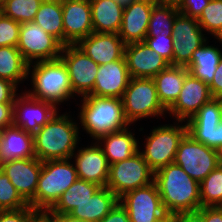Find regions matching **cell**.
Returning a JSON list of instances; mask_svg holds the SVG:
<instances>
[{"label": "cell", "instance_id": "cell-27", "mask_svg": "<svg viewBox=\"0 0 222 222\" xmlns=\"http://www.w3.org/2000/svg\"><path fill=\"white\" fill-rule=\"evenodd\" d=\"M188 74L189 71L186 67L169 65L153 77L158 98L166 109L177 100Z\"/></svg>", "mask_w": 222, "mask_h": 222}, {"label": "cell", "instance_id": "cell-38", "mask_svg": "<svg viewBox=\"0 0 222 222\" xmlns=\"http://www.w3.org/2000/svg\"><path fill=\"white\" fill-rule=\"evenodd\" d=\"M21 24L2 14L0 16V47H17Z\"/></svg>", "mask_w": 222, "mask_h": 222}, {"label": "cell", "instance_id": "cell-12", "mask_svg": "<svg viewBox=\"0 0 222 222\" xmlns=\"http://www.w3.org/2000/svg\"><path fill=\"white\" fill-rule=\"evenodd\" d=\"M196 18L178 13L172 27L173 59L172 66L188 67L193 52L206 44L207 38L202 33Z\"/></svg>", "mask_w": 222, "mask_h": 222}, {"label": "cell", "instance_id": "cell-36", "mask_svg": "<svg viewBox=\"0 0 222 222\" xmlns=\"http://www.w3.org/2000/svg\"><path fill=\"white\" fill-rule=\"evenodd\" d=\"M28 205L8 176L0 169V210L22 209Z\"/></svg>", "mask_w": 222, "mask_h": 222}, {"label": "cell", "instance_id": "cell-37", "mask_svg": "<svg viewBox=\"0 0 222 222\" xmlns=\"http://www.w3.org/2000/svg\"><path fill=\"white\" fill-rule=\"evenodd\" d=\"M197 21L202 29L214 36L222 29V0H210Z\"/></svg>", "mask_w": 222, "mask_h": 222}, {"label": "cell", "instance_id": "cell-20", "mask_svg": "<svg viewBox=\"0 0 222 222\" xmlns=\"http://www.w3.org/2000/svg\"><path fill=\"white\" fill-rule=\"evenodd\" d=\"M130 79L125 56L120 60L99 65L90 95L122 98Z\"/></svg>", "mask_w": 222, "mask_h": 222}, {"label": "cell", "instance_id": "cell-26", "mask_svg": "<svg viewBox=\"0 0 222 222\" xmlns=\"http://www.w3.org/2000/svg\"><path fill=\"white\" fill-rule=\"evenodd\" d=\"M95 33H119L124 6L116 0H90Z\"/></svg>", "mask_w": 222, "mask_h": 222}, {"label": "cell", "instance_id": "cell-19", "mask_svg": "<svg viewBox=\"0 0 222 222\" xmlns=\"http://www.w3.org/2000/svg\"><path fill=\"white\" fill-rule=\"evenodd\" d=\"M124 56L131 78H153L170 65L144 41L126 44Z\"/></svg>", "mask_w": 222, "mask_h": 222}, {"label": "cell", "instance_id": "cell-1", "mask_svg": "<svg viewBox=\"0 0 222 222\" xmlns=\"http://www.w3.org/2000/svg\"><path fill=\"white\" fill-rule=\"evenodd\" d=\"M154 182L168 215L196 211L201 207L199 183L175 163L155 171Z\"/></svg>", "mask_w": 222, "mask_h": 222}, {"label": "cell", "instance_id": "cell-5", "mask_svg": "<svg viewBox=\"0 0 222 222\" xmlns=\"http://www.w3.org/2000/svg\"><path fill=\"white\" fill-rule=\"evenodd\" d=\"M70 159L47 160L42 169L35 192V209L48 211L78 178L76 166Z\"/></svg>", "mask_w": 222, "mask_h": 222}, {"label": "cell", "instance_id": "cell-28", "mask_svg": "<svg viewBox=\"0 0 222 222\" xmlns=\"http://www.w3.org/2000/svg\"><path fill=\"white\" fill-rule=\"evenodd\" d=\"M101 140L104 142L102 150L109 165L128 159L139 151L137 140L128 128L104 135L96 143Z\"/></svg>", "mask_w": 222, "mask_h": 222}, {"label": "cell", "instance_id": "cell-45", "mask_svg": "<svg viewBox=\"0 0 222 222\" xmlns=\"http://www.w3.org/2000/svg\"><path fill=\"white\" fill-rule=\"evenodd\" d=\"M213 98L220 99L222 97V56L219 61V65L214 73V78L209 85Z\"/></svg>", "mask_w": 222, "mask_h": 222}, {"label": "cell", "instance_id": "cell-32", "mask_svg": "<svg viewBox=\"0 0 222 222\" xmlns=\"http://www.w3.org/2000/svg\"><path fill=\"white\" fill-rule=\"evenodd\" d=\"M28 77V63L22 57L17 47H0V78L14 83Z\"/></svg>", "mask_w": 222, "mask_h": 222}, {"label": "cell", "instance_id": "cell-49", "mask_svg": "<svg viewBox=\"0 0 222 222\" xmlns=\"http://www.w3.org/2000/svg\"><path fill=\"white\" fill-rule=\"evenodd\" d=\"M30 222H53V219L46 212H38Z\"/></svg>", "mask_w": 222, "mask_h": 222}, {"label": "cell", "instance_id": "cell-8", "mask_svg": "<svg viewBox=\"0 0 222 222\" xmlns=\"http://www.w3.org/2000/svg\"><path fill=\"white\" fill-rule=\"evenodd\" d=\"M186 133V124L182 126L166 124L152 130L146 139L144 151L140 153L154 172L174 163L179 142Z\"/></svg>", "mask_w": 222, "mask_h": 222}, {"label": "cell", "instance_id": "cell-18", "mask_svg": "<svg viewBox=\"0 0 222 222\" xmlns=\"http://www.w3.org/2000/svg\"><path fill=\"white\" fill-rule=\"evenodd\" d=\"M222 121V100L213 98L186 122L187 133L196 141L216 149V127Z\"/></svg>", "mask_w": 222, "mask_h": 222}, {"label": "cell", "instance_id": "cell-3", "mask_svg": "<svg viewBox=\"0 0 222 222\" xmlns=\"http://www.w3.org/2000/svg\"><path fill=\"white\" fill-rule=\"evenodd\" d=\"M80 114L81 126L95 140L131 125L126 119L121 98L83 97Z\"/></svg>", "mask_w": 222, "mask_h": 222}, {"label": "cell", "instance_id": "cell-10", "mask_svg": "<svg viewBox=\"0 0 222 222\" xmlns=\"http://www.w3.org/2000/svg\"><path fill=\"white\" fill-rule=\"evenodd\" d=\"M174 163L200 183L218 165L216 150L186 133L180 140Z\"/></svg>", "mask_w": 222, "mask_h": 222}, {"label": "cell", "instance_id": "cell-30", "mask_svg": "<svg viewBox=\"0 0 222 222\" xmlns=\"http://www.w3.org/2000/svg\"><path fill=\"white\" fill-rule=\"evenodd\" d=\"M100 188L95 183L77 180L67 188L47 214H69L77 205L84 203Z\"/></svg>", "mask_w": 222, "mask_h": 222}, {"label": "cell", "instance_id": "cell-15", "mask_svg": "<svg viewBox=\"0 0 222 222\" xmlns=\"http://www.w3.org/2000/svg\"><path fill=\"white\" fill-rule=\"evenodd\" d=\"M22 94L24 96L17 95L14 100L13 125L34 135L57 113V107L34 99L26 92Z\"/></svg>", "mask_w": 222, "mask_h": 222}, {"label": "cell", "instance_id": "cell-43", "mask_svg": "<svg viewBox=\"0 0 222 222\" xmlns=\"http://www.w3.org/2000/svg\"><path fill=\"white\" fill-rule=\"evenodd\" d=\"M171 222H204L203 207L196 211L180 212L168 215Z\"/></svg>", "mask_w": 222, "mask_h": 222}, {"label": "cell", "instance_id": "cell-24", "mask_svg": "<svg viewBox=\"0 0 222 222\" xmlns=\"http://www.w3.org/2000/svg\"><path fill=\"white\" fill-rule=\"evenodd\" d=\"M34 135L10 125L1 130L0 164L17 159L34 158Z\"/></svg>", "mask_w": 222, "mask_h": 222}, {"label": "cell", "instance_id": "cell-41", "mask_svg": "<svg viewBox=\"0 0 222 222\" xmlns=\"http://www.w3.org/2000/svg\"><path fill=\"white\" fill-rule=\"evenodd\" d=\"M210 0H180L177 5L179 13L198 19Z\"/></svg>", "mask_w": 222, "mask_h": 222}, {"label": "cell", "instance_id": "cell-46", "mask_svg": "<svg viewBox=\"0 0 222 222\" xmlns=\"http://www.w3.org/2000/svg\"><path fill=\"white\" fill-rule=\"evenodd\" d=\"M13 104L0 103V130L13 125Z\"/></svg>", "mask_w": 222, "mask_h": 222}, {"label": "cell", "instance_id": "cell-7", "mask_svg": "<svg viewBox=\"0 0 222 222\" xmlns=\"http://www.w3.org/2000/svg\"><path fill=\"white\" fill-rule=\"evenodd\" d=\"M152 182H154V171L138 151L128 159L110 165L106 186L120 198L129 191L147 186Z\"/></svg>", "mask_w": 222, "mask_h": 222}, {"label": "cell", "instance_id": "cell-56", "mask_svg": "<svg viewBox=\"0 0 222 222\" xmlns=\"http://www.w3.org/2000/svg\"><path fill=\"white\" fill-rule=\"evenodd\" d=\"M3 14V11H2V2H0V16Z\"/></svg>", "mask_w": 222, "mask_h": 222}, {"label": "cell", "instance_id": "cell-34", "mask_svg": "<svg viewBox=\"0 0 222 222\" xmlns=\"http://www.w3.org/2000/svg\"><path fill=\"white\" fill-rule=\"evenodd\" d=\"M201 207L222 206V166L218 165L200 183Z\"/></svg>", "mask_w": 222, "mask_h": 222}, {"label": "cell", "instance_id": "cell-52", "mask_svg": "<svg viewBox=\"0 0 222 222\" xmlns=\"http://www.w3.org/2000/svg\"><path fill=\"white\" fill-rule=\"evenodd\" d=\"M215 150H216V155H217L218 163H219V165L222 166V145L219 146L218 148H216Z\"/></svg>", "mask_w": 222, "mask_h": 222}, {"label": "cell", "instance_id": "cell-23", "mask_svg": "<svg viewBox=\"0 0 222 222\" xmlns=\"http://www.w3.org/2000/svg\"><path fill=\"white\" fill-rule=\"evenodd\" d=\"M80 149L75 154V166L79 179L95 183L100 187L107 185L109 169L107 158L102 150V142Z\"/></svg>", "mask_w": 222, "mask_h": 222}, {"label": "cell", "instance_id": "cell-47", "mask_svg": "<svg viewBox=\"0 0 222 222\" xmlns=\"http://www.w3.org/2000/svg\"><path fill=\"white\" fill-rule=\"evenodd\" d=\"M204 222H222V206L203 207Z\"/></svg>", "mask_w": 222, "mask_h": 222}, {"label": "cell", "instance_id": "cell-21", "mask_svg": "<svg viewBox=\"0 0 222 222\" xmlns=\"http://www.w3.org/2000/svg\"><path fill=\"white\" fill-rule=\"evenodd\" d=\"M153 0H135L124 6L119 36L125 44L143 42L147 36Z\"/></svg>", "mask_w": 222, "mask_h": 222}, {"label": "cell", "instance_id": "cell-48", "mask_svg": "<svg viewBox=\"0 0 222 222\" xmlns=\"http://www.w3.org/2000/svg\"><path fill=\"white\" fill-rule=\"evenodd\" d=\"M53 222H89L86 220L75 219L68 214H48Z\"/></svg>", "mask_w": 222, "mask_h": 222}, {"label": "cell", "instance_id": "cell-16", "mask_svg": "<svg viewBox=\"0 0 222 222\" xmlns=\"http://www.w3.org/2000/svg\"><path fill=\"white\" fill-rule=\"evenodd\" d=\"M212 99L209 86L189 73L185 77L177 100L167 111L177 118V121L183 122L191 119L204 104Z\"/></svg>", "mask_w": 222, "mask_h": 222}, {"label": "cell", "instance_id": "cell-22", "mask_svg": "<svg viewBox=\"0 0 222 222\" xmlns=\"http://www.w3.org/2000/svg\"><path fill=\"white\" fill-rule=\"evenodd\" d=\"M77 45L98 65L120 60L125 55V43L118 33H91Z\"/></svg>", "mask_w": 222, "mask_h": 222}, {"label": "cell", "instance_id": "cell-51", "mask_svg": "<svg viewBox=\"0 0 222 222\" xmlns=\"http://www.w3.org/2000/svg\"><path fill=\"white\" fill-rule=\"evenodd\" d=\"M155 4L175 5L177 6L180 0H153Z\"/></svg>", "mask_w": 222, "mask_h": 222}, {"label": "cell", "instance_id": "cell-25", "mask_svg": "<svg viewBox=\"0 0 222 222\" xmlns=\"http://www.w3.org/2000/svg\"><path fill=\"white\" fill-rule=\"evenodd\" d=\"M119 202V198L107 187H100L92 197L76 206L68 215L75 219L100 222Z\"/></svg>", "mask_w": 222, "mask_h": 222}, {"label": "cell", "instance_id": "cell-42", "mask_svg": "<svg viewBox=\"0 0 222 222\" xmlns=\"http://www.w3.org/2000/svg\"><path fill=\"white\" fill-rule=\"evenodd\" d=\"M17 87L14 83L0 78V103H14L18 94Z\"/></svg>", "mask_w": 222, "mask_h": 222}, {"label": "cell", "instance_id": "cell-17", "mask_svg": "<svg viewBox=\"0 0 222 222\" xmlns=\"http://www.w3.org/2000/svg\"><path fill=\"white\" fill-rule=\"evenodd\" d=\"M62 15L64 45L77 44L94 32L90 0H64Z\"/></svg>", "mask_w": 222, "mask_h": 222}, {"label": "cell", "instance_id": "cell-39", "mask_svg": "<svg viewBox=\"0 0 222 222\" xmlns=\"http://www.w3.org/2000/svg\"><path fill=\"white\" fill-rule=\"evenodd\" d=\"M144 42L153 50L160 54L170 65L173 59V37L172 36H157L146 37Z\"/></svg>", "mask_w": 222, "mask_h": 222}, {"label": "cell", "instance_id": "cell-11", "mask_svg": "<svg viewBox=\"0 0 222 222\" xmlns=\"http://www.w3.org/2000/svg\"><path fill=\"white\" fill-rule=\"evenodd\" d=\"M131 222H161L168 217L155 182L129 191L119 198Z\"/></svg>", "mask_w": 222, "mask_h": 222}, {"label": "cell", "instance_id": "cell-4", "mask_svg": "<svg viewBox=\"0 0 222 222\" xmlns=\"http://www.w3.org/2000/svg\"><path fill=\"white\" fill-rule=\"evenodd\" d=\"M34 63L31 72L33 91H27L29 96L55 107L74 96L68 69L61 58Z\"/></svg>", "mask_w": 222, "mask_h": 222}, {"label": "cell", "instance_id": "cell-2", "mask_svg": "<svg viewBox=\"0 0 222 222\" xmlns=\"http://www.w3.org/2000/svg\"><path fill=\"white\" fill-rule=\"evenodd\" d=\"M78 127L68 115L57 113L34 134V153L40 161L72 159Z\"/></svg>", "mask_w": 222, "mask_h": 222}, {"label": "cell", "instance_id": "cell-55", "mask_svg": "<svg viewBox=\"0 0 222 222\" xmlns=\"http://www.w3.org/2000/svg\"><path fill=\"white\" fill-rule=\"evenodd\" d=\"M161 222H171V219H170V217L168 216L166 219H164V220L161 221Z\"/></svg>", "mask_w": 222, "mask_h": 222}, {"label": "cell", "instance_id": "cell-40", "mask_svg": "<svg viewBox=\"0 0 222 222\" xmlns=\"http://www.w3.org/2000/svg\"><path fill=\"white\" fill-rule=\"evenodd\" d=\"M38 213L30 205L15 210H0V222H30Z\"/></svg>", "mask_w": 222, "mask_h": 222}, {"label": "cell", "instance_id": "cell-53", "mask_svg": "<svg viewBox=\"0 0 222 222\" xmlns=\"http://www.w3.org/2000/svg\"><path fill=\"white\" fill-rule=\"evenodd\" d=\"M119 4L123 5V6H126L128 4H130L132 1H135V0H116Z\"/></svg>", "mask_w": 222, "mask_h": 222}, {"label": "cell", "instance_id": "cell-6", "mask_svg": "<svg viewBox=\"0 0 222 222\" xmlns=\"http://www.w3.org/2000/svg\"><path fill=\"white\" fill-rule=\"evenodd\" d=\"M121 99L130 124L148 116H163L167 112L158 98L153 78H131Z\"/></svg>", "mask_w": 222, "mask_h": 222}, {"label": "cell", "instance_id": "cell-33", "mask_svg": "<svg viewBox=\"0 0 222 222\" xmlns=\"http://www.w3.org/2000/svg\"><path fill=\"white\" fill-rule=\"evenodd\" d=\"M178 13L175 5L155 4L150 14L146 37L172 36V27Z\"/></svg>", "mask_w": 222, "mask_h": 222}, {"label": "cell", "instance_id": "cell-35", "mask_svg": "<svg viewBox=\"0 0 222 222\" xmlns=\"http://www.w3.org/2000/svg\"><path fill=\"white\" fill-rule=\"evenodd\" d=\"M43 0H4L2 11L5 16L17 21L26 23L34 20Z\"/></svg>", "mask_w": 222, "mask_h": 222}, {"label": "cell", "instance_id": "cell-31", "mask_svg": "<svg viewBox=\"0 0 222 222\" xmlns=\"http://www.w3.org/2000/svg\"><path fill=\"white\" fill-rule=\"evenodd\" d=\"M33 21L64 45L62 2L43 0Z\"/></svg>", "mask_w": 222, "mask_h": 222}, {"label": "cell", "instance_id": "cell-14", "mask_svg": "<svg viewBox=\"0 0 222 222\" xmlns=\"http://www.w3.org/2000/svg\"><path fill=\"white\" fill-rule=\"evenodd\" d=\"M21 197L35 209V192L42 169L38 158L17 159L0 164Z\"/></svg>", "mask_w": 222, "mask_h": 222}, {"label": "cell", "instance_id": "cell-29", "mask_svg": "<svg viewBox=\"0 0 222 222\" xmlns=\"http://www.w3.org/2000/svg\"><path fill=\"white\" fill-rule=\"evenodd\" d=\"M221 56L222 52L218 48L203 44L193 52L187 69L193 77L209 86L213 81Z\"/></svg>", "mask_w": 222, "mask_h": 222}, {"label": "cell", "instance_id": "cell-50", "mask_svg": "<svg viewBox=\"0 0 222 222\" xmlns=\"http://www.w3.org/2000/svg\"><path fill=\"white\" fill-rule=\"evenodd\" d=\"M222 145V121L216 127V148Z\"/></svg>", "mask_w": 222, "mask_h": 222}, {"label": "cell", "instance_id": "cell-9", "mask_svg": "<svg viewBox=\"0 0 222 222\" xmlns=\"http://www.w3.org/2000/svg\"><path fill=\"white\" fill-rule=\"evenodd\" d=\"M62 48L63 44L57 38L34 21L21 24L17 49L28 63V76L34 59L37 62L58 59Z\"/></svg>", "mask_w": 222, "mask_h": 222}, {"label": "cell", "instance_id": "cell-44", "mask_svg": "<svg viewBox=\"0 0 222 222\" xmlns=\"http://www.w3.org/2000/svg\"><path fill=\"white\" fill-rule=\"evenodd\" d=\"M100 222H131L126 209L118 202Z\"/></svg>", "mask_w": 222, "mask_h": 222}, {"label": "cell", "instance_id": "cell-13", "mask_svg": "<svg viewBox=\"0 0 222 222\" xmlns=\"http://www.w3.org/2000/svg\"><path fill=\"white\" fill-rule=\"evenodd\" d=\"M60 58L68 69L73 93L82 97L90 95L99 65L77 44L63 45Z\"/></svg>", "mask_w": 222, "mask_h": 222}, {"label": "cell", "instance_id": "cell-54", "mask_svg": "<svg viewBox=\"0 0 222 222\" xmlns=\"http://www.w3.org/2000/svg\"><path fill=\"white\" fill-rule=\"evenodd\" d=\"M214 37H215L216 39H219V41H220L221 44H222V29H220V30L214 35Z\"/></svg>", "mask_w": 222, "mask_h": 222}]
</instances>
